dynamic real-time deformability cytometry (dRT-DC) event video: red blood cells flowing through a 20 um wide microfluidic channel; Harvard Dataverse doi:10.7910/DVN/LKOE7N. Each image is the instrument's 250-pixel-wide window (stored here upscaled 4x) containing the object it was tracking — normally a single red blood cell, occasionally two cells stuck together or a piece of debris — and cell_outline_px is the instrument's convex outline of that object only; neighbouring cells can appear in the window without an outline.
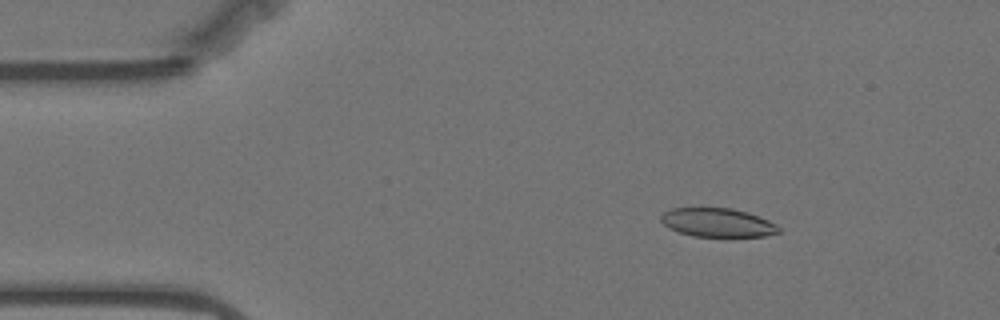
{"species": "Egyptian fruit bat (a non-hibernating species)", "species_latin": "Rousettus aegyptiacus", "temperature_condition": "warm", "stored_images_in_passage": 42, "camera_frame_rate_fps": 3000, "um_per_image_px": 0.085, "animal": {"sex": "female"}, "frame": {"image": 1, "passage_image": 1, "time_ms": 0.0, "image_size_px": [1000, 320], "cell_outline_px": [[780, 232], [764, 236], [724, 240], [696, 236], [680, 232], [668, 228], [660, 220], [660, 216], [664, 212], [672, 208], [732, 208], [748, 212], [768, 220], [776, 224], [780, 228]], "centroid_in_image_um": [61.03, 18.97], "position_along_channel_um": 24.0, "area_um2": 20.58}}
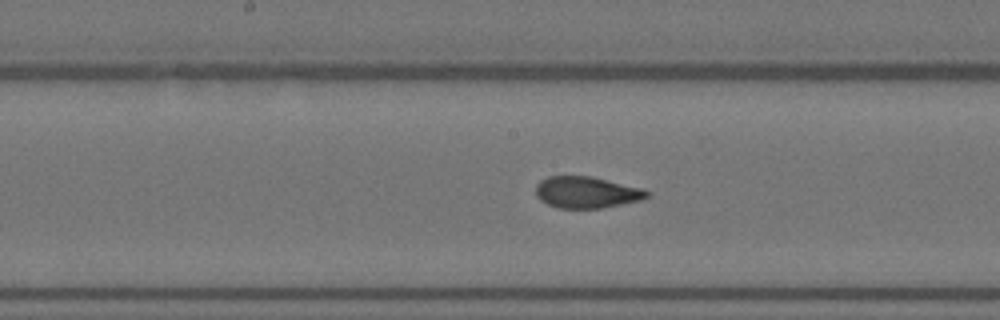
{"frame": {"image": 2, "passage_image": 21, "time_ms": 6.667, "image_size_px": [1000, 320], "cell_outline_px": [[652, 192], [648, 196], [640, 200], [600, 208], [556, 208], [540, 200], [536, 196], [536, 184], [540, 180], [548, 176], [592, 176], [644, 188]], "centroid_in_image_um": [49.86, 16.33], "position_along_channel_um": 198.3, "area_um2": 20.58}}
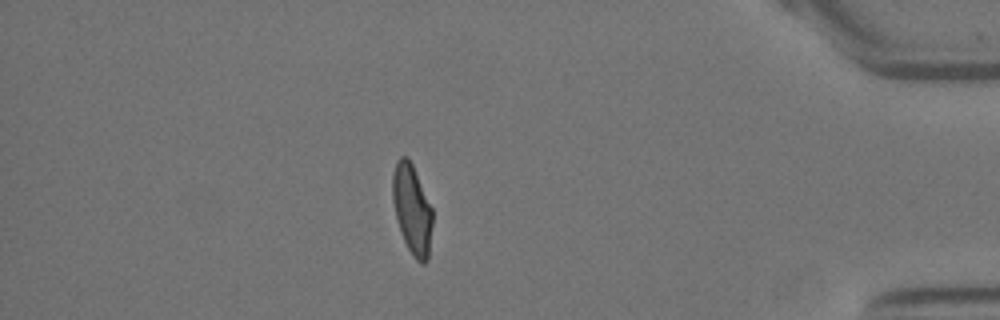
{"frame": {"image": 3, "passage_image": 42, "time_ms": 13.667, "image_size_px": [1000, 320], "cell_outline_px": [[432, 224], [428, 260], [424, 264], [420, 264], [416, 260], [408, 248], [400, 232], [396, 220], [392, 200], [392, 176], [396, 160], [400, 156], [408, 156], [412, 164], [432, 208]], "centroid_in_image_um": [35.01, 17.79], "position_along_channel_um": 400.2, "area_um2": 20.98}, "authors_computed_cell_mechanics": {"area_um2": 20.9236, "velocity_mm_per_s": 3.5184, "shape_relaxation_time_tau1_ms": 10.569, "shape_relaxation_time_tau2_ms": 0.8828, "deformation_change_tau1": 0.2491, "deformation_change_tau2": 0.058}}